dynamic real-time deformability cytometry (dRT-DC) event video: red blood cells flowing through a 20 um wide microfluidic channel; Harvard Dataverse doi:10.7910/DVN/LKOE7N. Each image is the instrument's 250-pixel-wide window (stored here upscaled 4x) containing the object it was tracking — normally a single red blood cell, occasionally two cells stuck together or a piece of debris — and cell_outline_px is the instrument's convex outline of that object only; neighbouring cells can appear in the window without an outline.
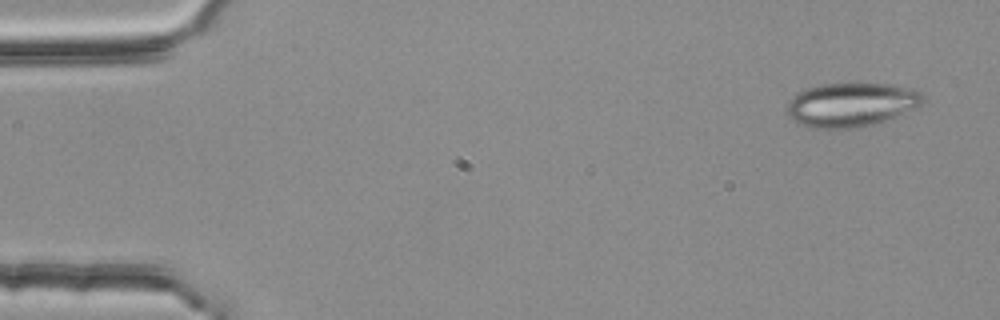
{"species": "common noctule bat (a hibernating species)", "species_latin": "Nyctalus noctula", "temperature_condition": "room temperature", "stored_images_in_passage": 3, "camera_frame_rate_fps": 3000, "um_per_image_px": 0.085, "animal": {"sex": "female", "body_mass_g": 25.1}, "frame": {"image": 1, "passage_image": 1, "time_ms": 0.0, "image_size_px": [1000, 320], "cell_outline_px": [[924, 100], [920, 104], [912, 108], [884, 120], [860, 128], [816, 128], [800, 124], [788, 116], [784, 108], [788, 100], [804, 88], [824, 84], [896, 84], [912, 88], [920, 92], [924, 96]], "centroid_in_image_um": [72.29, 8.89], "position_along_channel_um": 12.7, "area_um2": 34.68}}